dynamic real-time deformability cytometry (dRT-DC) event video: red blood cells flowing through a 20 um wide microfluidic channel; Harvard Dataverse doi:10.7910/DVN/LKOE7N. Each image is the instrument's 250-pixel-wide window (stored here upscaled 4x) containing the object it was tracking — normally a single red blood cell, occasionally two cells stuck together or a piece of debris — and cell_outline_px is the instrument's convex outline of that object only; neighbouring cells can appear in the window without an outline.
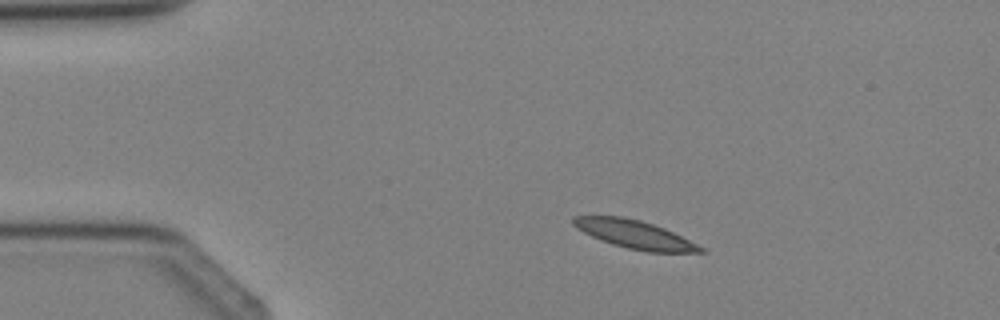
{"species": "Egyptian fruit bat (a non-hibernating species)", "species_latin": "Rousettus aegyptiacus", "temperature_condition": "cold", "stored_images_in_passage": 2, "camera_frame_rate_fps": 3000, "um_per_image_px": 0.085, "animal": {"sex": "female"}, "frame": {"image": 1, "passage_image": 1, "time_ms": 0.0, "image_size_px": [1000, 320], "cell_outline_px": [[704, 252], [648, 252], [628, 248], [612, 244], [592, 236], [576, 228], [572, 224], [572, 216], [624, 216], [640, 220], [664, 228], [704, 248]], "centroid_in_image_um": [53.9, 19.91], "position_along_channel_um": 31.1, "area_um2": 20.58}}